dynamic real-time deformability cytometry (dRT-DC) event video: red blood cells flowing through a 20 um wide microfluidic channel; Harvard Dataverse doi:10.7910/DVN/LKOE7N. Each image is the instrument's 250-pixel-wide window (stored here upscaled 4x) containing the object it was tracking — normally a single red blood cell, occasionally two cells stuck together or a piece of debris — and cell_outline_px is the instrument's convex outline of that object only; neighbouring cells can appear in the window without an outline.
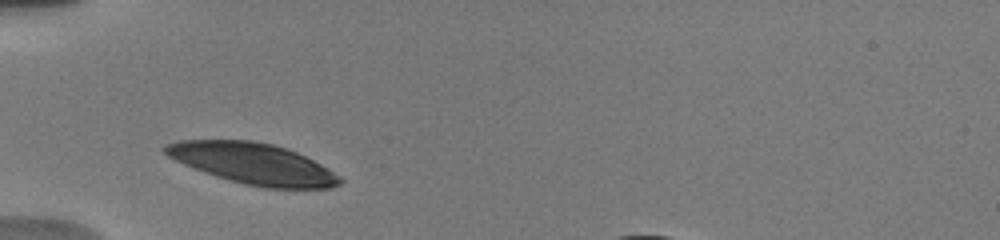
{"species": "human", "species_latin": "Homo sapiens", "temperature_condition": "warm", "stored_images_in_passage": 3, "camera_frame_rate_fps": 3000, "um_per_image_px": 0.085, "donor": {"sex": "male"}, "frame": {"image": 1, "passage_image": 2, "time_ms": 0.667, "image_size_px": [1000, 240], "cell_outline_px": [[344, 180], [340, 184], [332, 188], [264, 188], [244, 184], [216, 176], [204, 172], [184, 164], [168, 156], [160, 148], [164, 144], [176, 140], [252, 140], [272, 144], [296, 152], [328, 168], [340, 176]], "centroid_in_image_um": [21.48, 13.9], "position_along_channel_um": 63.5, "area_um2": 41.67}}